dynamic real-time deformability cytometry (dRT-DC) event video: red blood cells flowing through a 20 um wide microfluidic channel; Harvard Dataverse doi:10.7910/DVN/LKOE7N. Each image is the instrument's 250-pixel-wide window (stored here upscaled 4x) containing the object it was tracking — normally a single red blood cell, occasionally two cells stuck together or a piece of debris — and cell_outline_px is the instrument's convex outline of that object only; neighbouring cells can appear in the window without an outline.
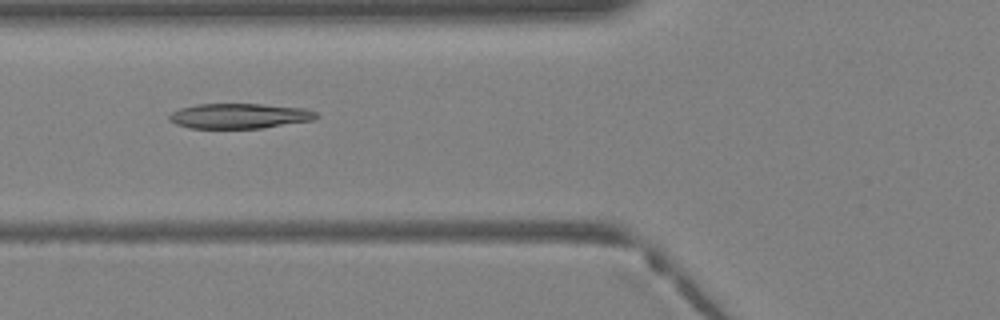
{"species": "Egyptian fruit bat (a non-hibernating species)", "species_latin": "Rousettus aegyptiacus", "temperature_condition": "warm", "stored_images_in_passage": 27, "camera_frame_rate_fps": 3000, "um_per_image_px": 0.085, "animal": {"sex": "female"}, "frame": {"image": 1, "passage_image": 3, "time_ms": 0.667, "image_size_px": [1000, 320], "cell_outline_px": [[320, 116], [312, 120], [260, 128], [188, 128], [176, 124], [168, 120], [168, 116], [172, 112], [180, 108], [196, 104], [260, 104], [304, 108], [316, 112]], "centroid_in_image_um": [20.31, 9.85], "position_along_channel_um": 105.5, "area_um2": 21.44}}
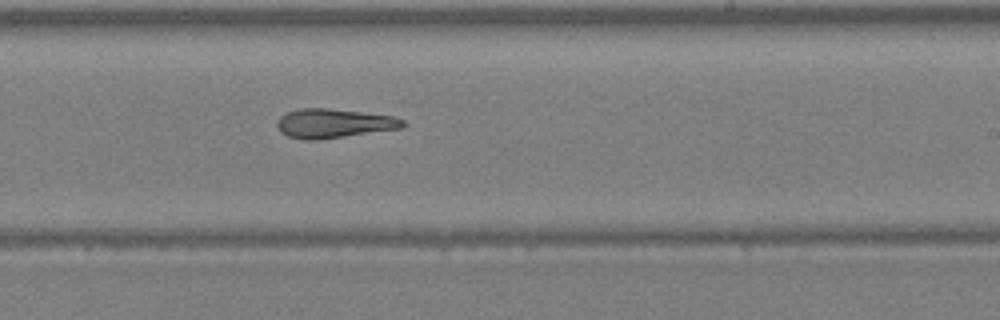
{"frame": {"image": 2, "passage_image": 12, "time_ms": 3.667, "image_size_px": [1000, 320], "cell_outline_px": [[404, 124], [400, 128], [316, 140], [300, 140], [288, 136], [280, 132], [276, 124], [280, 116], [288, 112], [300, 108], [328, 108], [392, 116], [404, 120]], "centroid_in_image_um": [28.3, 10.49], "position_along_channel_um": 260.7, "area_um2": 21.1}}
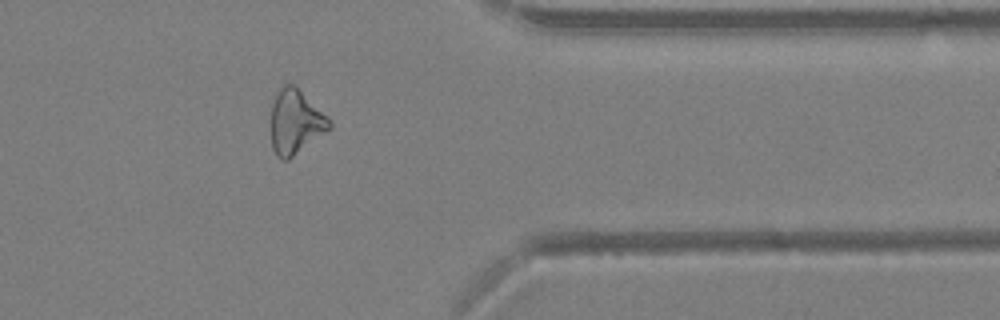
{"frame": {"image": 3, "passage_image": 20, "time_ms": 6.333, "image_size_px": [1000, 320], "cell_outline_px": [[332, 128], [288, 160], [280, 160], [276, 156], [272, 148], [268, 120], [272, 100], [276, 92], [284, 84], [292, 84], [332, 120]], "centroid_in_image_um": [25.05, 10.39], "position_along_channel_um": 386.3, "area_um2": 22.48}}